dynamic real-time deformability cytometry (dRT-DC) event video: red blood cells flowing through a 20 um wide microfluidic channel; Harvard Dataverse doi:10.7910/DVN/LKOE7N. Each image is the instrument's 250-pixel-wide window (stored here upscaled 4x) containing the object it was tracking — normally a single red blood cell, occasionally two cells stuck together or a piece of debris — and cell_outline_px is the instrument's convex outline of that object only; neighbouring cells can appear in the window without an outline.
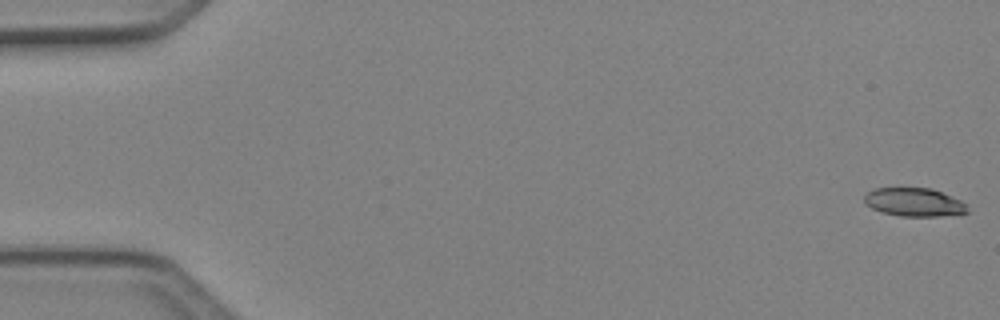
{"species": "Egyptian fruit bat (a non-hibernating species)", "species_latin": "Rousettus aegyptiacus", "temperature_condition": "cold", "stored_images_in_passage": 5, "camera_frame_rate_fps": 3000, "um_per_image_px": 0.085, "animal": {"sex": "female"}, "frame": {"image": 1, "passage_image": 1, "time_ms": 0.0, "image_size_px": [1000, 320], "cell_outline_px": [[968, 212], [936, 216], [900, 216], [884, 212], [872, 208], [864, 204], [864, 196], [868, 192], [876, 188], [932, 188], [960, 200], [964, 204]], "centroid_in_image_um": [77.65, 17.17], "position_along_channel_um": 7.3, "area_um2": 16.76}}
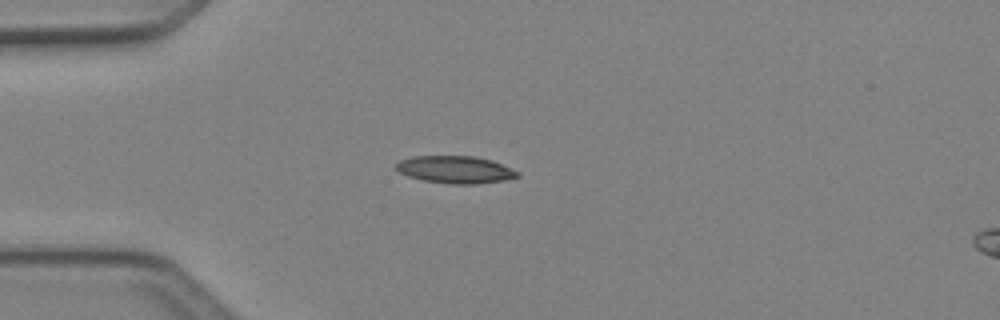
{"frame": {"image": 2, "passage_image": 4, "time_ms": 1.0, "image_size_px": [1000, 320], "cell_outline_px": [[520, 176], [504, 180], [476, 184], [452, 184], [424, 180], [408, 176], [400, 172], [396, 168], [396, 164], [400, 160], [412, 156], [476, 156], [492, 160], [520, 172]], "centroid_in_image_um": [38.72, 14.41], "position_along_channel_um": 46.3, "area_um2": 19.31}}